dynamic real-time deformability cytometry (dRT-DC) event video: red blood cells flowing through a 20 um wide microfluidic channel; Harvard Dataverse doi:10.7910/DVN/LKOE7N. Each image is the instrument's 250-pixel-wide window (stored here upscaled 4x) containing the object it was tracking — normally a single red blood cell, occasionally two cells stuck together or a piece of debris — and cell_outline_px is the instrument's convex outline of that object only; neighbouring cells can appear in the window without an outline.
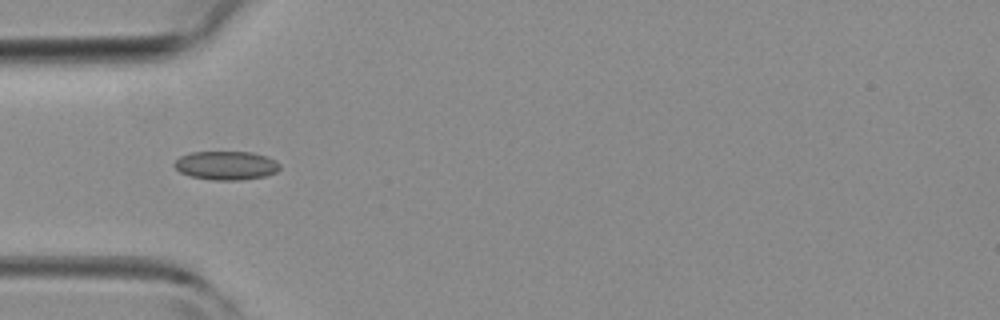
{"species": "common noctule bat (a hibernating species)", "species_latin": "Nyctalus noctula", "temperature_condition": "room temperature", "stored_images_in_passage": 3, "camera_frame_rate_fps": 3000, "um_per_image_px": 0.085, "animal": {"sex": "female", "body_mass_g": 19.3, "forearm_length_mm": 54.1}, "frame": {"image": 1, "passage_image": 3, "time_ms": 2.333, "image_size_px": [1000, 320], "cell_outline_px": [[280, 168], [276, 172], [264, 176], [240, 180], [212, 180], [192, 176], [180, 172], [172, 164], [180, 156], [192, 152], [252, 152], [268, 156], [276, 160], [280, 164]], "centroid_in_image_um": [19.24, 14.06], "position_along_channel_um": 65.8, "area_um2": 17.69}}